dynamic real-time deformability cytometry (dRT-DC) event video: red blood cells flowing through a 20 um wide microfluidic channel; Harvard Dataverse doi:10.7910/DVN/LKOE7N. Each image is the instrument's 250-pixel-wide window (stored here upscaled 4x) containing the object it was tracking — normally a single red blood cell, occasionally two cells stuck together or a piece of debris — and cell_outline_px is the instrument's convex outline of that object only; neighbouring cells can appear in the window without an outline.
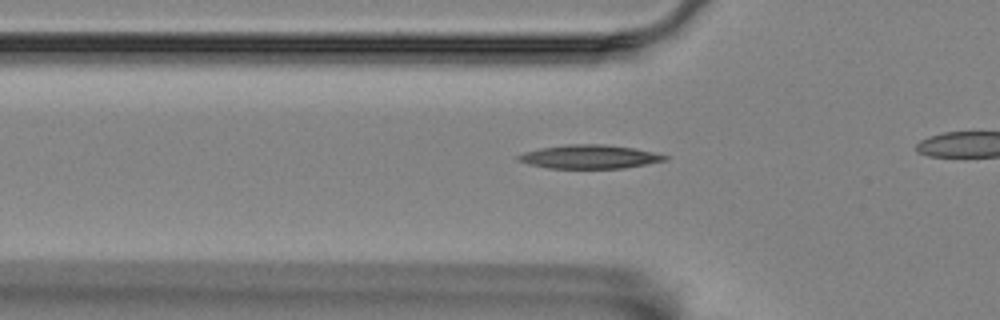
{"species": "Egyptian fruit bat (a non-hibernating species)", "species_latin": "Rousettus aegyptiacus", "temperature_condition": "room temperature", "stored_images_in_passage": 33, "camera_frame_rate_fps": 3000, "um_per_image_px": 0.085, "animal": {"sex": "female"}, "frame": {"image": 1, "passage_image": 6, "time_ms": 1.667, "image_size_px": [1000, 320], "cell_outline_px": [[668, 156], [664, 160], [624, 168], [548, 168], [528, 164], [516, 160], [516, 156], [524, 152], [540, 148], [568, 144], [608, 144], [632, 148], [652, 152]], "centroid_in_image_um": [50.03, 13.32], "position_along_channel_um": 75.8, "area_um2": 20.06}}
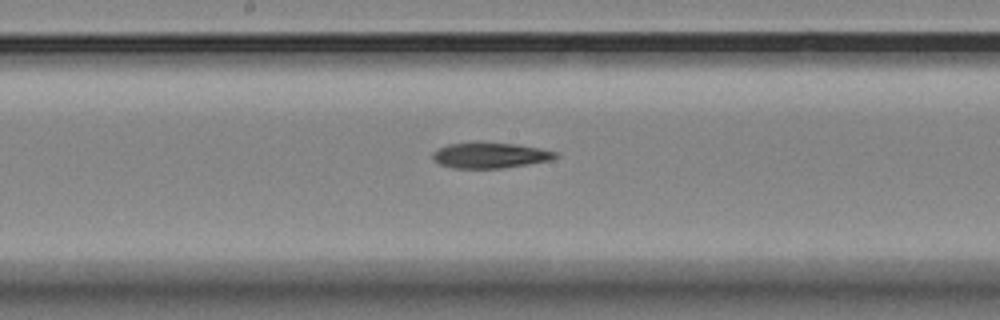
{"frame": {"image": 2, "passage_image": 17, "time_ms": 5.333, "image_size_px": [1000, 320], "cell_outline_px": [[560, 156], [552, 160], [504, 168], [452, 168], [440, 164], [432, 160], [432, 152], [448, 144], [480, 140], [512, 144], [536, 148], [556, 152]], "centroid_in_image_um": [41.61, 13.18], "position_along_channel_um": 206.6, "area_um2": 18.67}}
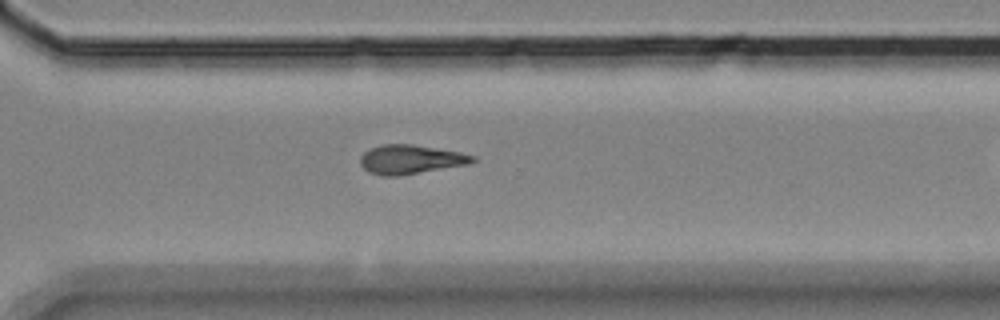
{"frame": {"image": 3, "passage_image": 28, "time_ms": 9.0, "image_size_px": [1000, 320], "cell_outline_px": [[476, 160], [472, 164], [396, 176], [380, 176], [368, 172], [360, 164], [360, 156], [364, 152], [380, 144], [412, 144], [460, 152], [476, 156]], "centroid_in_image_um": [34.91, 13.55], "position_along_channel_um": 335.7, "area_um2": 19.19}}